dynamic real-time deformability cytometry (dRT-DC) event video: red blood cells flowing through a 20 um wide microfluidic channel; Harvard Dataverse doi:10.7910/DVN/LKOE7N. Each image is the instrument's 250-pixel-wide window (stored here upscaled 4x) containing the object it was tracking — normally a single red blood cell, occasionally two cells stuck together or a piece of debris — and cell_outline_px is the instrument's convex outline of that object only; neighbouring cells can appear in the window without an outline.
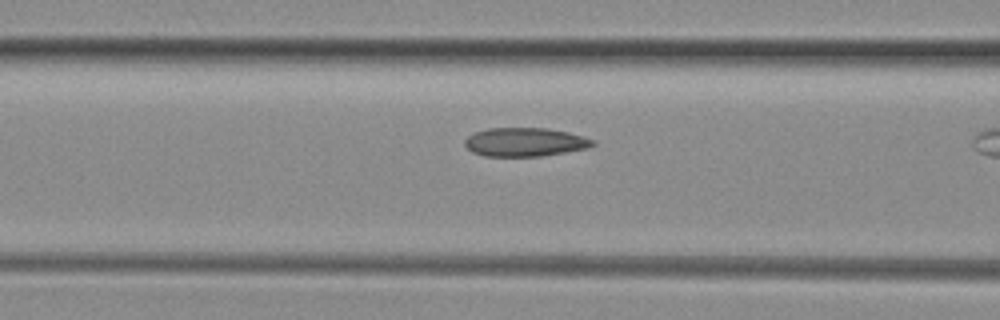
{"species": "common noctule bat (a hibernating species)", "species_latin": "Nyctalus noctula", "temperature_condition": "room temperature", "stored_images_in_passage": 7, "camera_frame_rate_fps": 3000, "um_per_image_px": 0.085, "animal": {"sex": "female", "body_mass_g": 29.2, "forearm_length_mm": 56.3}, "frame": {"image": 1, "passage_image": 5, "time_ms": 1.333, "image_size_px": [1000, 320], "cell_outline_px": [[596, 144], [588, 148], [540, 156], [484, 156], [472, 152], [464, 144], [464, 140], [468, 136], [476, 132], [488, 128], [548, 128], [568, 132], [584, 136], [596, 140]], "centroid_in_image_um": [44.64, 12.07], "position_along_channel_um": 122.0, "area_um2": 21.44}}